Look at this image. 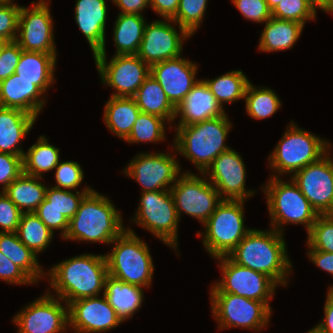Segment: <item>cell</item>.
<instances>
[{
    "label": "cell",
    "mask_w": 333,
    "mask_h": 333,
    "mask_svg": "<svg viewBox=\"0 0 333 333\" xmlns=\"http://www.w3.org/2000/svg\"><path fill=\"white\" fill-rule=\"evenodd\" d=\"M283 235L273 228L252 229L227 256L236 264L261 272L278 286L285 287L293 266Z\"/></svg>",
    "instance_id": "cell-1"
},
{
    "label": "cell",
    "mask_w": 333,
    "mask_h": 333,
    "mask_svg": "<svg viewBox=\"0 0 333 333\" xmlns=\"http://www.w3.org/2000/svg\"><path fill=\"white\" fill-rule=\"evenodd\" d=\"M50 287L64 304L99 296L109 276L105 255L81 254L53 265L48 271Z\"/></svg>",
    "instance_id": "cell-2"
},
{
    "label": "cell",
    "mask_w": 333,
    "mask_h": 333,
    "mask_svg": "<svg viewBox=\"0 0 333 333\" xmlns=\"http://www.w3.org/2000/svg\"><path fill=\"white\" fill-rule=\"evenodd\" d=\"M122 219L111 200L93 189L81 200L63 239L109 245L126 229Z\"/></svg>",
    "instance_id": "cell-3"
},
{
    "label": "cell",
    "mask_w": 333,
    "mask_h": 333,
    "mask_svg": "<svg viewBox=\"0 0 333 333\" xmlns=\"http://www.w3.org/2000/svg\"><path fill=\"white\" fill-rule=\"evenodd\" d=\"M231 128L232 124L227 114L176 127L172 147L191 161L202 174L222 152L230 149L225 141Z\"/></svg>",
    "instance_id": "cell-4"
},
{
    "label": "cell",
    "mask_w": 333,
    "mask_h": 333,
    "mask_svg": "<svg viewBox=\"0 0 333 333\" xmlns=\"http://www.w3.org/2000/svg\"><path fill=\"white\" fill-rule=\"evenodd\" d=\"M111 244L115 246L105 254L109 276L141 288L150 287L155 266L148 244L131 227L125 229Z\"/></svg>",
    "instance_id": "cell-5"
},
{
    "label": "cell",
    "mask_w": 333,
    "mask_h": 333,
    "mask_svg": "<svg viewBox=\"0 0 333 333\" xmlns=\"http://www.w3.org/2000/svg\"><path fill=\"white\" fill-rule=\"evenodd\" d=\"M317 137L292 121L282 139L268 156L272 177L288 175L315 163L325 156L332 147L328 140ZM277 173V174H276ZM279 174V175H278Z\"/></svg>",
    "instance_id": "cell-6"
},
{
    "label": "cell",
    "mask_w": 333,
    "mask_h": 333,
    "mask_svg": "<svg viewBox=\"0 0 333 333\" xmlns=\"http://www.w3.org/2000/svg\"><path fill=\"white\" fill-rule=\"evenodd\" d=\"M281 177H271L262 187L266 195L270 226L283 233V225H305L307 233L318 217L309 201L301 193L297 184L291 179L285 182Z\"/></svg>",
    "instance_id": "cell-7"
},
{
    "label": "cell",
    "mask_w": 333,
    "mask_h": 333,
    "mask_svg": "<svg viewBox=\"0 0 333 333\" xmlns=\"http://www.w3.org/2000/svg\"><path fill=\"white\" fill-rule=\"evenodd\" d=\"M244 200H223L203 224V246L210 256H227L253 229L244 225Z\"/></svg>",
    "instance_id": "cell-8"
},
{
    "label": "cell",
    "mask_w": 333,
    "mask_h": 333,
    "mask_svg": "<svg viewBox=\"0 0 333 333\" xmlns=\"http://www.w3.org/2000/svg\"><path fill=\"white\" fill-rule=\"evenodd\" d=\"M172 247L178 254L179 217L170 190L141 192L132 220Z\"/></svg>",
    "instance_id": "cell-9"
},
{
    "label": "cell",
    "mask_w": 333,
    "mask_h": 333,
    "mask_svg": "<svg viewBox=\"0 0 333 333\" xmlns=\"http://www.w3.org/2000/svg\"><path fill=\"white\" fill-rule=\"evenodd\" d=\"M212 315L220 330L240 327L261 331L268 327L272 308L265 302L232 293H210Z\"/></svg>",
    "instance_id": "cell-10"
},
{
    "label": "cell",
    "mask_w": 333,
    "mask_h": 333,
    "mask_svg": "<svg viewBox=\"0 0 333 333\" xmlns=\"http://www.w3.org/2000/svg\"><path fill=\"white\" fill-rule=\"evenodd\" d=\"M203 177L191 172L181 173L170 191L178 217L182 212L204 224L223 201L215 186Z\"/></svg>",
    "instance_id": "cell-11"
},
{
    "label": "cell",
    "mask_w": 333,
    "mask_h": 333,
    "mask_svg": "<svg viewBox=\"0 0 333 333\" xmlns=\"http://www.w3.org/2000/svg\"><path fill=\"white\" fill-rule=\"evenodd\" d=\"M219 270L222 279L211 286L210 293H232L256 301L265 302L269 307L278 286L267 275L240 266L228 256H220Z\"/></svg>",
    "instance_id": "cell-12"
},
{
    "label": "cell",
    "mask_w": 333,
    "mask_h": 333,
    "mask_svg": "<svg viewBox=\"0 0 333 333\" xmlns=\"http://www.w3.org/2000/svg\"><path fill=\"white\" fill-rule=\"evenodd\" d=\"M94 59L102 84L115 89L111 96L133 97L151 74V67L137 54L114 55L107 62V53L99 52Z\"/></svg>",
    "instance_id": "cell-13"
},
{
    "label": "cell",
    "mask_w": 333,
    "mask_h": 333,
    "mask_svg": "<svg viewBox=\"0 0 333 333\" xmlns=\"http://www.w3.org/2000/svg\"><path fill=\"white\" fill-rule=\"evenodd\" d=\"M176 154L140 153L129 162L123 172L141 184V192L170 190L182 169Z\"/></svg>",
    "instance_id": "cell-14"
},
{
    "label": "cell",
    "mask_w": 333,
    "mask_h": 333,
    "mask_svg": "<svg viewBox=\"0 0 333 333\" xmlns=\"http://www.w3.org/2000/svg\"><path fill=\"white\" fill-rule=\"evenodd\" d=\"M49 1L32 2V9L21 6L16 42L23 51L57 54L54 37V23Z\"/></svg>",
    "instance_id": "cell-15"
},
{
    "label": "cell",
    "mask_w": 333,
    "mask_h": 333,
    "mask_svg": "<svg viewBox=\"0 0 333 333\" xmlns=\"http://www.w3.org/2000/svg\"><path fill=\"white\" fill-rule=\"evenodd\" d=\"M46 292L13 317L17 333H65L69 327L68 305Z\"/></svg>",
    "instance_id": "cell-16"
},
{
    "label": "cell",
    "mask_w": 333,
    "mask_h": 333,
    "mask_svg": "<svg viewBox=\"0 0 333 333\" xmlns=\"http://www.w3.org/2000/svg\"><path fill=\"white\" fill-rule=\"evenodd\" d=\"M155 21V22H154ZM146 24L137 56L150 67L156 63L180 57L183 43L192 37L172 19L154 20ZM180 32V33H179Z\"/></svg>",
    "instance_id": "cell-17"
},
{
    "label": "cell",
    "mask_w": 333,
    "mask_h": 333,
    "mask_svg": "<svg viewBox=\"0 0 333 333\" xmlns=\"http://www.w3.org/2000/svg\"><path fill=\"white\" fill-rule=\"evenodd\" d=\"M330 155L328 152L291 175L318 215L333 214V159Z\"/></svg>",
    "instance_id": "cell-18"
},
{
    "label": "cell",
    "mask_w": 333,
    "mask_h": 333,
    "mask_svg": "<svg viewBox=\"0 0 333 333\" xmlns=\"http://www.w3.org/2000/svg\"><path fill=\"white\" fill-rule=\"evenodd\" d=\"M204 175L209 176L208 180L215 186L223 200L246 201L255 194V191L246 189L244 161L240 154L231 148L222 152Z\"/></svg>",
    "instance_id": "cell-19"
},
{
    "label": "cell",
    "mask_w": 333,
    "mask_h": 333,
    "mask_svg": "<svg viewBox=\"0 0 333 333\" xmlns=\"http://www.w3.org/2000/svg\"><path fill=\"white\" fill-rule=\"evenodd\" d=\"M68 318L73 333L107 332L123 323L104 293L102 298L96 296L70 302Z\"/></svg>",
    "instance_id": "cell-20"
},
{
    "label": "cell",
    "mask_w": 333,
    "mask_h": 333,
    "mask_svg": "<svg viewBox=\"0 0 333 333\" xmlns=\"http://www.w3.org/2000/svg\"><path fill=\"white\" fill-rule=\"evenodd\" d=\"M198 65L177 57L151 66V75L158 81L169 101L177 107L198 81Z\"/></svg>",
    "instance_id": "cell-21"
},
{
    "label": "cell",
    "mask_w": 333,
    "mask_h": 333,
    "mask_svg": "<svg viewBox=\"0 0 333 333\" xmlns=\"http://www.w3.org/2000/svg\"><path fill=\"white\" fill-rule=\"evenodd\" d=\"M225 110L212 94L204 79L198 80L176 107L177 127L188 126L225 115Z\"/></svg>",
    "instance_id": "cell-22"
},
{
    "label": "cell",
    "mask_w": 333,
    "mask_h": 333,
    "mask_svg": "<svg viewBox=\"0 0 333 333\" xmlns=\"http://www.w3.org/2000/svg\"><path fill=\"white\" fill-rule=\"evenodd\" d=\"M107 8L105 0H76L74 18L93 55L106 52Z\"/></svg>",
    "instance_id": "cell-23"
},
{
    "label": "cell",
    "mask_w": 333,
    "mask_h": 333,
    "mask_svg": "<svg viewBox=\"0 0 333 333\" xmlns=\"http://www.w3.org/2000/svg\"><path fill=\"white\" fill-rule=\"evenodd\" d=\"M43 92L15 73L0 82V106L15 108L37 117L43 110L46 100Z\"/></svg>",
    "instance_id": "cell-24"
},
{
    "label": "cell",
    "mask_w": 333,
    "mask_h": 333,
    "mask_svg": "<svg viewBox=\"0 0 333 333\" xmlns=\"http://www.w3.org/2000/svg\"><path fill=\"white\" fill-rule=\"evenodd\" d=\"M37 118L19 109L0 106V152L23 157L24 151L18 144L32 129Z\"/></svg>",
    "instance_id": "cell-25"
},
{
    "label": "cell",
    "mask_w": 333,
    "mask_h": 333,
    "mask_svg": "<svg viewBox=\"0 0 333 333\" xmlns=\"http://www.w3.org/2000/svg\"><path fill=\"white\" fill-rule=\"evenodd\" d=\"M56 61L57 54L22 51L15 74L26 81H33L45 93L55 82Z\"/></svg>",
    "instance_id": "cell-26"
},
{
    "label": "cell",
    "mask_w": 333,
    "mask_h": 333,
    "mask_svg": "<svg viewBox=\"0 0 333 333\" xmlns=\"http://www.w3.org/2000/svg\"><path fill=\"white\" fill-rule=\"evenodd\" d=\"M303 28L298 22L271 17L260 35L258 49L265 53L288 50L295 45Z\"/></svg>",
    "instance_id": "cell-27"
},
{
    "label": "cell",
    "mask_w": 333,
    "mask_h": 333,
    "mask_svg": "<svg viewBox=\"0 0 333 333\" xmlns=\"http://www.w3.org/2000/svg\"><path fill=\"white\" fill-rule=\"evenodd\" d=\"M143 294L141 287L124 283L111 276L106 278L104 295L123 322L142 307Z\"/></svg>",
    "instance_id": "cell-28"
},
{
    "label": "cell",
    "mask_w": 333,
    "mask_h": 333,
    "mask_svg": "<svg viewBox=\"0 0 333 333\" xmlns=\"http://www.w3.org/2000/svg\"><path fill=\"white\" fill-rule=\"evenodd\" d=\"M40 180L43 179L22 173L3 193L22 213L35 212L46 198L47 186Z\"/></svg>",
    "instance_id": "cell-29"
},
{
    "label": "cell",
    "mask_w": 333,
    "mask_h": 333,
    "mask_svg": "<svg viewBox=\"0 0 333 333\" xmlns=\"http://www.w3.org/2000/svg\"><path fill=\"white\" fill-rule=\"evenodd\" d=\"M104 109L105 125L112 133L125 140L141 112L134 98L110 96Z\"/></svg>",
    "instance_id": "cell-30"
},
{
    "label": "cell",
    "mask_w": 333,
    "mask_h": 333,
    "mask_svg": "<svg viewBox=\"0 0 333 333\" xmlns=\"http://www.w3.org/2000/svg\"><path fill=\"white\" fill-rule=\"evenodd\" d=\"M143 113L154 114L171 123L175 120L176 107L169 101L158 81L150 74L133 96Z\"/></svg>",
    "instance_id": "cell-31"
},
{
    "label": "cell",
    "mask_w": 333,
    "mask_h": 333,
    "mask_svg": "<svg viewBox=\"0 0 333 333\" xmlns=\"http://www.w3.org/2000/svg\"><path fill=\"white\" fill-rule=\"evenodd\" d=\"M0 251L35 283H38L41 278H45L46 274L38 263L37 255L19 240L16 232H0Z\"/></svg>",
    "instance_id": "cell-32"
},
{
    "label": "cell",
    "mask_w": 333,
    "mask_h": 333,
    "mask_svg": "<svg viewBox=\"0 0 333 333\" xmlns=\"http://www.w3.org/2000/svg\"><path fill=\"white\" fill-rule=\"evenodd\" d=\"M147 22L143 15L119 13L114 24L115 55L137 54Z\"/></svg>",
    "instance_id": "cell-33"
},
{
    "label": "cell",
    "mask_w": 333,
    "mask_h": 333,
    "mask_svg": "<svg viewBox=\"0 0 333 333\" xmlns=\"http://www.w3.org/2000/svg\"><path fill=\"white\" fill-rule=\"evenodd\" d=\"M45 135L24 152L23 173L43 178L44 172L52 171L60 162V149L48 143Z\"/></svg>",
    "instance_id": "cell-34"
},
{
    "label": "cell",
    "mask_w": 333,
    "mask_h": 333,
    "mask_svg": "<svg viewBox=\"0 0 333 333\" xmlns=\"http://www.w3.org/2000/svg\"><path fill=\"white\" fill-rule=\"evenodd\" d=\"M204 80L222 108L223 103L229 104L244 99L250 83L241 70H231L215 79Z\"/></svg>",
    "instance_id": "cell-35"
},
{
    "label": "cell",
    "mask_w": 333,
    "mask_h": 333,
    "mask_svg": "<svg viewBox=\"0 0 333 333\" xmlns=\"http://www.w3.org/2000/svg\"><path fill=\"white\" fill-rule=\"evenodd\" d=\"M16 233L36 255L47 249L54 235L34 212L22 214Z\"/></svg>",
    "instance_id": "cell-36"
},
{
    "label": "cell",
    "mask_w": 333,
    "mask_h": 333,
    "mask_svg": "<svg viewBox=\"0 0 333 333\" xmlns=\"http://www.w3.org/2000/svg\"><path fill=\"white\" fill-rule=\"evenodd\" d=\"M247 114L257 120L272 117L281 108L279 96L270 88H256L250 82L245 93Z\"/></svg>",
    "instance_id": "cell-37"
},
{
    "label": "cell",
    "mask_w": 333,
    "mask_h": 333,
    "mask_svg": "<svg viewBox=\"0 0 333 333\" xmlns=\"http://www.w3.org/2000/svg\"><path fill=\"white\" fill-rule=\"evenodd\" d=\"M165 119L154 114L140 112L129 136L124 140L128 143H157L166 140Z\"/></svg>",
    "instance_id": "cell-38"
},
{
    "label": "cell",
    "mask_w": 333,
    "mask_h": 333,
    "mask_svg": "<svg viewBox=\"0 0 333 333\" xmlns=\"http://www.w3.org/2000/svg\"><path fill=\"white\" fill-rule=\"evenodd\" d=\"M92 190L93 189L87 185L81 191L73 193L71 190L48 186L46 198L39 206H52L70 221L77 212L83 197Z\"/></svg>",
    "instance_id": "cell-39"
},
{
    "label": "cell",
    "mask_w": 333,
    "mask_h": 333,
    "mask_svg": "<svg viewBox=\"0 0 333 333\" xmlns=\"http://www.w3.org/2000/svg\"><path fill=\"white\" fill-rule=\"evenodd\" d=\"M207 2L208 0H180L172 20L193 36L203 22Z\"/></svg>",
    "instance_id": "cell-40"
},
{
    "label": "cell",
    "mask_w": 333,
    "mask_h": 333,
    "mask_svg": "<svg viewBox=\"0 0 333 333\" xmlns=\"http://www.w3.org/2000/svg\"><path fill=\"white\" fill-rule=\"evenodd\" d=\"M307 238L309 249L333 253V214L318 215Z\"/></svg>",
    "instance_id": "cell-41"
},
{
    "label": "cell",
    "mask_w": 333,
    "mask_h": 333,
    "mask_svg": "<svg viewBox=\"0 0 333 333\" xmlns=\"http://www.w3.org/2000/svg\"><path fill=\"white\" fill-rule=\"evenodd\" d=\"M317 12L309 4L308 0H281L272 11V17L279 20L295 21L303 26L307 20L316 19Z\"/></svg>",
    "instance_id": "cell-42"
},
{
    "label": "cell",
    "mask_w": 333,
    "mask_h": 333,
    "mask_svg": "<svg viewBox=\"0 0 333 333\" xmlns=\"http://www.w3.org/2000/svg\"><path fill=\"white\" fill-rule=\"evenodd\" d=\"M84 172L76 161H60L55 168V182L58 189L77 190L83 181Z\"/></svg>",
    "instance_id": "cell-43"
},
{
    "label": "cell",
    "mask_w": 333,
    "mask_h": 333,
    "mask_svg": "<svg viewBox=\"0 0 333 333\" xmlns=\"http://www.w3.org/2000/svg\"><path fill=\"white\" fill-rule=\"evenodd\" d=\"M21 6L13 2H0V39L15 41Z\"/></svg>",
    "instance_id": "cell-44"
},
{
    "label": "cell",
    "mask_w": 333,
    "mask_h": 333,
    "mask_svg": "<svg viewBox=\"0 0 333 333\" xmlns=\"http://www.w3.org/2000/svg\"><path fill=\"white\" fill-rule=\"evenodd\" d=\"M246 20L257 23H266L272 17L266 0H232Z\"/></svg>",
    "instance_id": "cell-45"
},
{
    "label": "cell",
    "mask_w": 333,
    "mask_h": 333,
    "mask_svg": "<svg viewBox=\"0 0 333 333\" xmlns=\"http://www.w3.org/2000/svg\"><path fill=\"white\" fill-rule=\"evenodd\" d=\"M23 173V157L0 152V185L2 192Z\"/></svg>",
    "instance_id": "cell-46"
},
{
    "label": "cell",
    "mask_w": 333,
    "mask_h": 333,
    "mask_svg": "<svg viewBox=\"0 0 333 333\" xmlns=\"http://www.w3.org/2000/svg\"><path fill=\"white\" fill-rule=\"evenodd\" d=\"M22 212L18 207L1 191L0 192V227L2 233L16 232Z\"/></svg>",
    "instance_id": "cell-47"
},
{
    "label": "cell",
    "mask_w": 333,
    "mask_h": 333,
    "mask_svg": "<svg viewBox=\"0 0 333 333\" xmlns=\"http://www.w3.org/2000/svg\"><path fill=\"white\" fill-rule=\"evenodd\" d=\"M22 48L16 41H9L0 52V82L15 73Z\"/></svg>",
    "instance_id": "cell-48"
},
{
    "label": "cell",
    "mask_w": 333,
    "mask_h": 333,
    "mask_svg": "<svg viewBox=\"0 0 333 333\" xmlns=\"http://www.w3.org/2000/svg\"><path fill=\"white\" fill-rule=\"evenodd\" d=\"M34 213L53 233L54 230H60L61 237H65L69 228V220L56 208L52 206H38Z\"/></svg>",
    "instance_id": "cell-49"
},
{
    "label": "cell",
    "mask_w": 333,
    "mask_h": 333,
    "mask_svg": "<svg viewBox=\"0 0 333 333\" xmlns=\"http://www.w3.org/2000/svg\"><path fill=\"white\" fill-rule=\"evenodd\" d=\"M0 279L10 284H36L21 268L0 251Z\"/></svg>",
    "instance_id": "cell-50"
},
{
    "label": "cell",
    "mask_w": 333,
    "mask_h": 333,
    "mask_svg": "<svg viewBox=\"0 0 333 333\" xmlns=\"http://www.w3.org/2000/svg\"><path fill=\"white\" fill-rule=\"evenodd\" d=\"M314 329L319 333H333V288H329L327 291L324 318L319 324L315 325Z\"/></svg>",
    "instance_id": "cell-51"
},
{
    "label": "cell",
    "mask_w": 333,
    "mask_h": 333,
    "mask_svg": "<svg viewBox=\"0 0 333 333\" xmlns=\"http://www.w3.org/2000/svg\"><path fill=\"white\" fill-rule=\"evenodd\" d=\"M306 254L315 266L333 276V253L309 249ZM329 288H333V284Z\"/></svg>",
    "instance_id": "cell-52"
},
{
    "label": "cell",
    "mask_w": 333,
    "mask_h": 333,
    "mask_svg": "<svg viewBox=\"0 0 333 333\" xmlns=\"http://www.w3.org/2000/svg\"><path fill=\"white\" fill-rule=\"evenodd\" d=\"M180 0H149L150 8L163 19H172L178 10Z\"/></svg>",
    "instance_id": "cell-53"
},
{
    "label": "cell",
    "mask_w": 333,
    "mask_h": 333,
    "mask_svg": "<svg viewBox=\"0 0 333 333\" xmlns=\"http://www.w3.org/2000/svg\"><path fill=\"white\" fill-rule=\"evenodd\" d=\"M121 9L122 14L142 15L146 7L150 8L149 0H111Z\"/></svg>",
    "instance_id": "cell-54"
},
{
    "label": "cell",
    "mask_w": 333,
    "mask_h": 333,
    "mask_svg": "<svg viewBox=\"0 0 333 333\" xmlns=\"http://www.w3.org/2000/svg\"><path fill=\"white\" fill-rule=\"evenodd\" d=\"M309 4L317 11V7L323 12L333 13V0H308Z\"/></svg>",
    "instance_id": "cell-55"
},
{
    "label": "cell",
    "mask_w": 333,
    "mask_h": 333,
    "mask_svg": "<svg viewBox=\"0 0 333 333\" xmlns=\"http://www.w3.org/2000/svg\"><path fill=\"white\" fill-rule=\"evenodd\" d=\"M268 7L271 11H273L281 2V0H266Z\"/></svg>",
    "instance_id": "cell-56"
},
{
    "label": "cell",
    "mask_w": 333,
    "mask_h": 333,
    "mask_svg": "<svg viewBox=\"0 0 333 333\" xmlns=\"http://www.w3.org/2000/svg\"><path fill=\"white\" fill-rule=\"evenodd\" d=\"M6 42H7L6 40L0 39V52L3 48V46L6 44Z\"/></svg>",
    "instance_id": "cell-57"
},
{
    "label": "cell",
    "mask_w": 333,
    "mask_h": 333,
    "mask_svg": "<svg viewBox=\"0 0 333 333\" xmlns=\"http://www.w3.org/2000/svg\"><path fill=\"white\" fill-rule=\"evenodd\" d=\"M307 333H319L314 328L310 329Z\"/></svg>",
    "instance_id": "cell-58"
},
{
    "label": "cell",
    "mask_w": 333,
    "mask_h": 333,
    "mask_svg": "<svg viewBox=\"0 0 333 333\" xmlns=\"http://www.w3.org/2000/svg\"><path fill=\"white\" fill-rule=\"evenodd\" d=\"M13 0H0V2H12Z\"/></svg>",
    "instance_id": "cell-59"
}]
</instances>
